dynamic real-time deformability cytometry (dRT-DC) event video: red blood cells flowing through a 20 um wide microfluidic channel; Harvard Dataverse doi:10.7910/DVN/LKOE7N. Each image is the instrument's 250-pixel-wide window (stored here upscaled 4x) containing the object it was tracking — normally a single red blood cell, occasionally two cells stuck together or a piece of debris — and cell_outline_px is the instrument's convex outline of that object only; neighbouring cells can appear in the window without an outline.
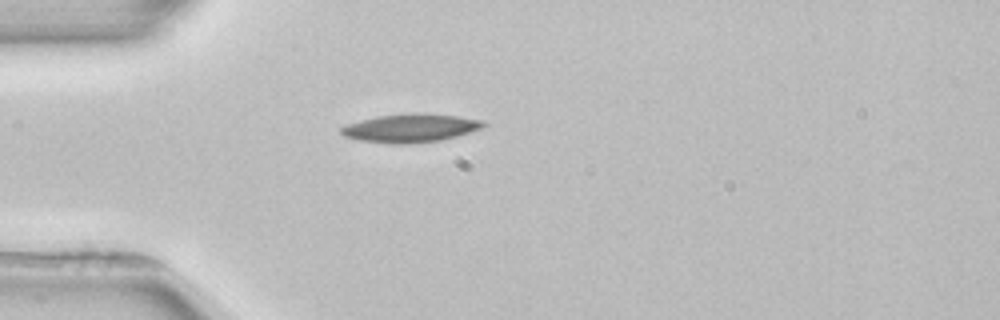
{"species": "common noctule bat (a hibernating species)", "species_latin": "Nyctalus noctula", "temperature_condition": "room temperature", "stored_images_in_passage": 4, "camera_frame_rate_fps": 3000, "um_per_image_px": 0.085, "animal": {"sex": "female", "body_mass_g": 22.7, "forearm_length_mm": 54.2}, "frame": {"image": 1, "passage_image": 4, "time_ms": 6.0, "image_size_px": [1000, 320], "cell_outline_px": [[488, 124], [484, 128], [456, 136], [440, 140], [408, 144], [388, 144], [360, 140], [344, 136], [340, 132], [340, 128], [348, 124], [360, 120], [376, 116], [412, 112], [424, 112], [460, 116], [484, 120]], "centroid_in_image_um": [34.94, 10.87], "position_along_channel_um": 50.1, "area_um2": 23.99}}